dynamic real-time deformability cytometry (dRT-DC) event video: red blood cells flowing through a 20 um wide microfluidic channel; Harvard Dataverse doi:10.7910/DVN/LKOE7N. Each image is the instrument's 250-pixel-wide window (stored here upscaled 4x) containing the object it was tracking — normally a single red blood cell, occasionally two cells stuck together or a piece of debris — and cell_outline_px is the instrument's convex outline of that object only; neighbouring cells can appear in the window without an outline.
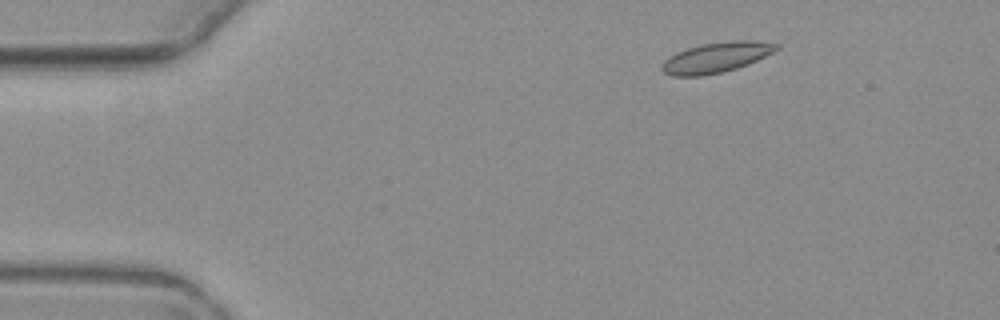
{"species": "common noctule bat (a hibernating species)", "species_latin": "Nyctalus noctula", "temperature_condition": "warm", "stored_images_in_passage": 5, "segment_of_instrument_passage": [1, 2], "camera_frame_rate_fps": 3000, "um_per_image_px": 0.085, "animal": {"sex": "female", "body_mass_g": 19.3, "forearm_length_mm": 54.1}, "frame": {"image": 1, "passage_image": 2, "time_ms": 1.333, "image_size_px": [1000, 320], "cell_outline_px": [[780, 48], [748, 64], [736, 68], [720, 72], [700, 76], [672, 76], [664, 72], [660, 68], [660, 64], [668, 56], [676, 52], [700, 44], [732, 40], [756, 40], [780, 44]], "centroid_in_image_um": [60.85, 4.87], "position_along_channel_um": 24.1, "area_um2": 20.29}}